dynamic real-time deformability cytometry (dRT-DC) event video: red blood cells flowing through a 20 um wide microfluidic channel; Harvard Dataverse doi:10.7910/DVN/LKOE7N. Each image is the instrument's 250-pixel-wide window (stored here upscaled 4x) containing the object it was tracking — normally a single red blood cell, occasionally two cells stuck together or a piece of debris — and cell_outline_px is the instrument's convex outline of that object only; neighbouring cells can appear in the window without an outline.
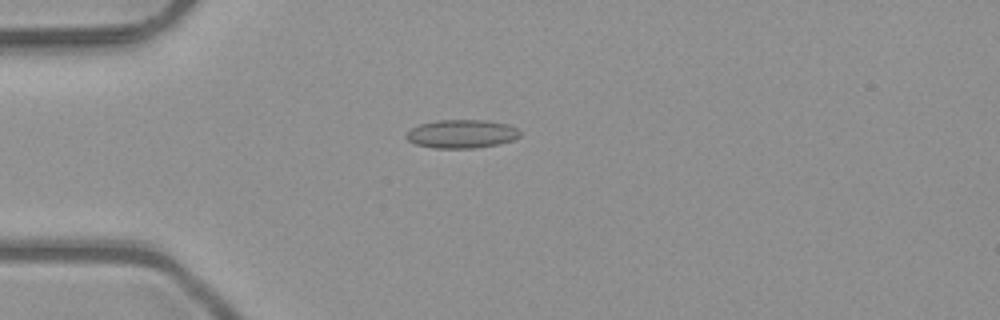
{"species": "common noctule bat (a hibernating species)", "species_latin": "Nyctalus noctula", "temperature_condition": "room temperature", "stored_images_in_passage": 2, "camera_frame_rate_fps": 3000, "um_per_image_px": 0.085, "animal": {"sex": "male", "body_mass_g": 23.1, "forearm_length_mm": 52.7}, "frame": {"image": 1, "passage_image": 2, "time_ms": 0.333, "image_size_px": [1000, 320], "cell_outline_px": [[520, 136], [512, 140], [500, 144], [472, 148], [432, 148], [416, 144], [408, 140], [404, 136], [412, 128], [420, 124], [440, 120], [484, 120], [508, 124], [516, 128], [520, 132]], "centroid_in_image_um": [39.24, 11.38], "position_along_channel_um": 45.8, "area_um2": 18.79}}